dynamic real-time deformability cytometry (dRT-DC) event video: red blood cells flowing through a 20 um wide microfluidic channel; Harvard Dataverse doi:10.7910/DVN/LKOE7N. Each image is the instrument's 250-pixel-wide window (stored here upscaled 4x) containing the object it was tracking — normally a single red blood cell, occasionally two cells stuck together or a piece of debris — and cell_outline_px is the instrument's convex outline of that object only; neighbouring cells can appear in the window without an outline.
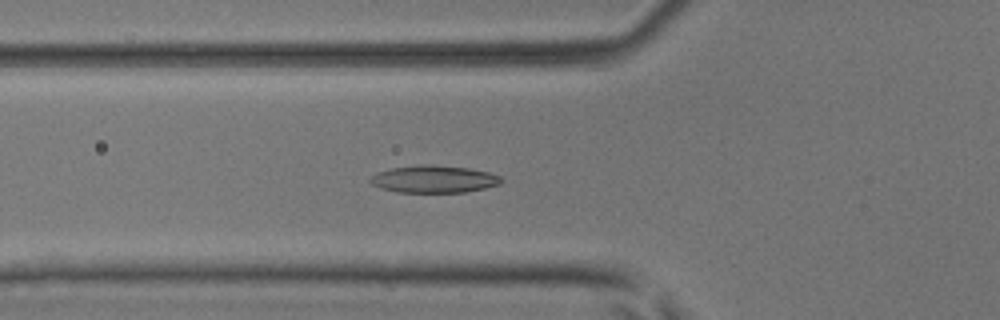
{"species": "common noctule bat (a hibernating species)", "species_latin": "Nyctalus noctula", "temperature_condition": "room temperature", "stored_images_in_passage": 48, "camera_frame_rate_fps": 3000, "um_per_image_px": 0.085, "animal": {"sex": "male", "body_mass_g": 17.9, "forearm_length_mm": 54.2}, "frame": {"image": 1, "passage_image": 18, "time_ms": 5.667, "image_size_px": [1000, 320], "cell_outline_px": [[504, 180], [500, 184], [484, 188], [464, 192], [396, 192], [380, 188], [372, 184], [368, 180], [372, 176], [380, 172], [392, 168], [420, 164], [428, 164], [468, 168], [488, 172], [500, 176]], "centroid_in_image_um": [36.89, 15.22], "position_along_channel_um": 88.9, "area_um2": 20.75}}
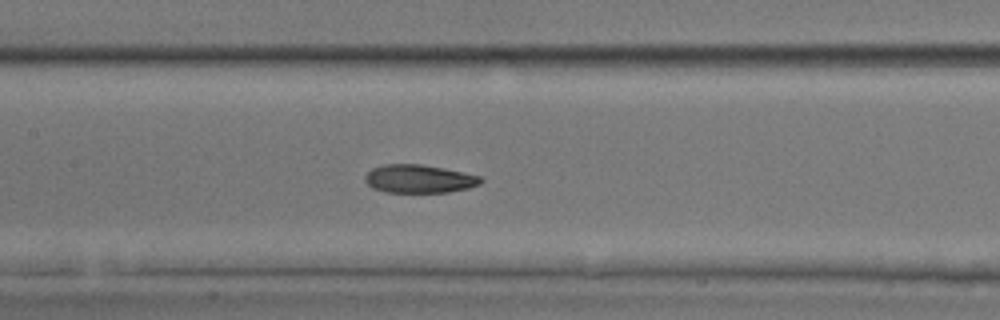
{"frame": {"image": 2, "passage_image": 24, "time_ms": 7.667, "image_size_px": [1000, 320], "cell_outline_px": [[484, 180], [480, 184], [468, 188], [448, 192], [384, 192], [372, 188], [364, 180], [364, 176], [372, 168], [384, 164], [420, 164], [444, 168], [480, 176]], "centroid_in_image_um": [35.6, 15.2], "position_along_channel_um": 171.8, "area_um2": 19.07}}
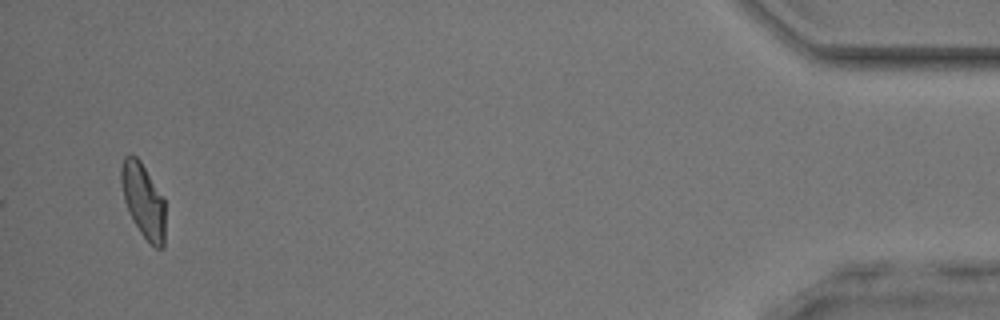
{"frame": {"image": 3, "passage_image": 48, "time_ms": 15.667, "image_size_px": [1000, 320], "cell_outline_px": [[164, 248], [156, 248], [140, 232], [124, 200], [120, 180], [120, 168], [124, 156], [128, 152], [132, 152], [140, 160], [164, 196]], "centroid_in_image_um": [12.17, 16.95], "position_along_channel_um": 423.0, "area_um2": 19.13}, "authors_computed_cell_mechanics": {"area_um2": 19.7676, "velocity_mm_per_s": 4.135, "shape_relaxation_time_tau1_ms": null, "shape_relaxation_time_tau2_ms": 1.7677, "deformation_change_tau1": null, "deformation_change_tau2": 0.0758}}